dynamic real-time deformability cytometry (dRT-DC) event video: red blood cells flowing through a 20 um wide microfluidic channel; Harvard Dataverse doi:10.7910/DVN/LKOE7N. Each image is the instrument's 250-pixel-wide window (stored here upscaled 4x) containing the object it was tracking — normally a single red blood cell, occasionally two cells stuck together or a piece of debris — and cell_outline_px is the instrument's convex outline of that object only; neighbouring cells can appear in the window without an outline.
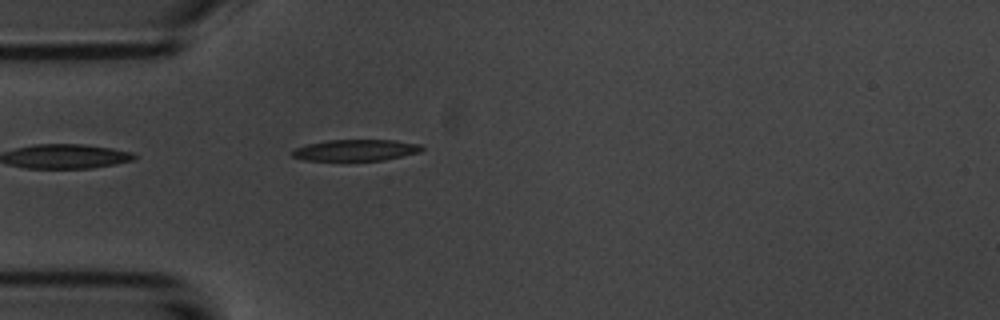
{"species": "common noctule bat (a hibernating species)", "species_latin": "Nyctalus noctula", "temperature_condition": "room temperature", "stored_images_in_passage": 4, "camera_frame_rate_fps": 3000, "um_per_image_px": 0.085, "animal": {"sex": "male", "body_mass_g": 20.1, "forearm_length_mm": 53.5}, "frame": {"image": 1, "passage_image": 4, "time_ms": 3.333, "image_size_px": [1000, 320], "cell_outline_px": [[424, 148], [420, 152], [384, 160], [304, 160], [292, 156], [292, 152], [296, 148], [308, 144], [328, 140], [396, 140], [420, 144]], "centroid_in_image_um": [30.27, 12.76], "position_along_channel_um": 54.7, "area_um2": 15.95}}